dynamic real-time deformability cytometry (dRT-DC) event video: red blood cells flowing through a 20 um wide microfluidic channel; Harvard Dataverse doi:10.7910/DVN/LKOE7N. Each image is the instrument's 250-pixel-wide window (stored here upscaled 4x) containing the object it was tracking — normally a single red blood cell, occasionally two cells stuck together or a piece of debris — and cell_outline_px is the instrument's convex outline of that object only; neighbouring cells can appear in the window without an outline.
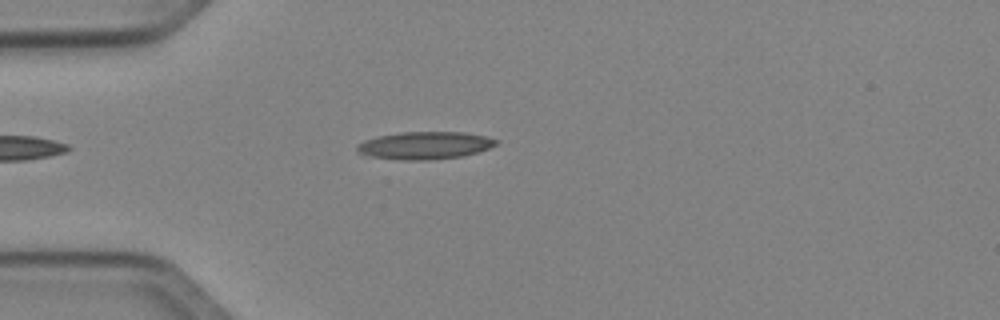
{"species": "Egyptian fruit bat (a non-hibernating species)", "species_latin": "Rousettus aegyptiacus", "temperature_condition": "cold", "stored_images_in_passage": 35, "camera_frame_rate_fps": 3000, "um_per_image_px": 0.085, "animal": {"sex": "female"}, "frame": {"image": 1, "passage_image": 2, "time_ms": 0.333, "image_size_px": [1000, 320], "cell_outline_px": [[500, 140], [496, 144], [488, 148], [476, 152], [460, 156], [428, 160], [404, 160], [372, 156], [356, 152], [356, 144], [364, 140], [380, 136], [400, 132], [464, 132], [484, 136]], "centroid_in_image_um": [36.09, 12.35], "position_along_channel_um": 48.9, "area_um2": 22.08}}
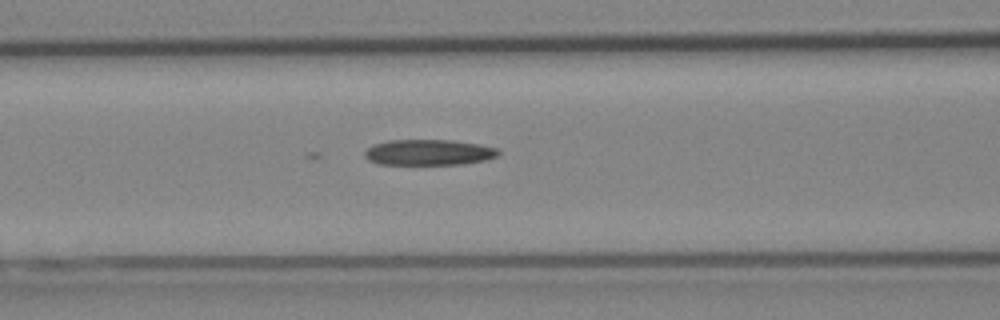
{"frame": {"image": 2, "passage_image": 9, "time_ms": 2.667, "image_size_px": [1000, 320], "cell_outline_px": [[500, 152], [496, 156], [484, 160], [460, 164], [380, 164], [368, 160], [364, 156], [364, 152], [372, 144], [388, 140], [452, 140], [480, 144], [496, 148]], "centroid_in_image_um": [36.4, 12.94], "position_along_channel_um": 130.2, "area_um2": 20.0}}
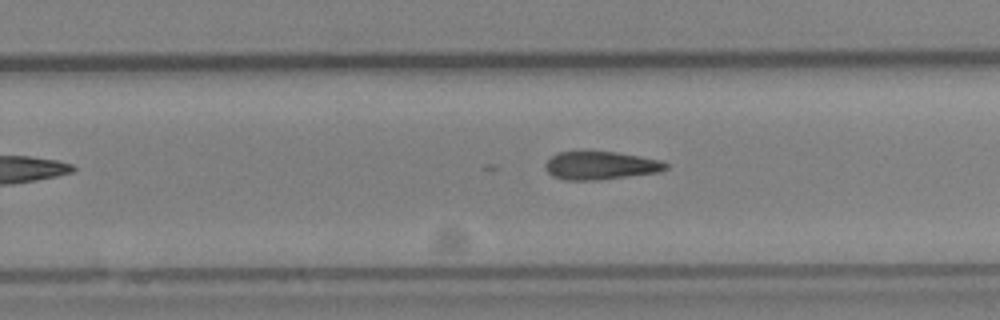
{"frame": {"image": 3, "passage_image": 20, "time_ms": 6.333, "image_size_px": [1000, 320], "cell_outline_px": [[668, 168], [660, 172], [596, 180], [564, 180], [552, 176], [548, 172], [544, 164], [552, 156], [560, 152], [616, 152], [640, 156], [660, 160], [668, 164]], "centroid_in_image_um": [51.06, 14.08], "position_along_channel_um": 278.7, "area_um2": 19.59}}